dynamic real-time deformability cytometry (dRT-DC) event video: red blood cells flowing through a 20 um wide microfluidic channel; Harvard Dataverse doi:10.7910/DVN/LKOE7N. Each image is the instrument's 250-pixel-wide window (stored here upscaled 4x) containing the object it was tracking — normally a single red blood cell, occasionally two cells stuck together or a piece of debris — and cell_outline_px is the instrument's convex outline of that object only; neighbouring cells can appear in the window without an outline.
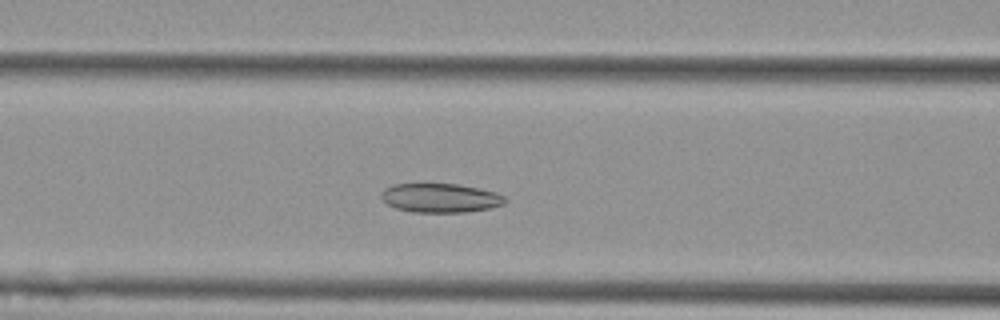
{"species": "Egyptian fruit bat (a non-hibernating species)", "species_latin": "Rousettus aegyptiacus", "temperature_condition": "cold", "stored_images_in_passage": 51, "camera_frame_rate_fps": 3000, "um_per_image_px": 0.085, "animal": {"sex": "female"}, "frame": {"image": 1, "passage_image": 18, "time_ms": 5.667, "image_size_px": [1000, 320], "cell_outline_px": [[508, 200], [504, 204], [488, 208], [468, 212], [412, 212], [396, 208], [388, 204], [380, 196], [380, 192], [384, 188], [392, 184], [460, 184], [480, 188], [496, 192], [504, 196]], "centroid_in_image_um": [37.44, 16.82], "position_along_channel_um": 129.2, "area_um2": 21.1}}
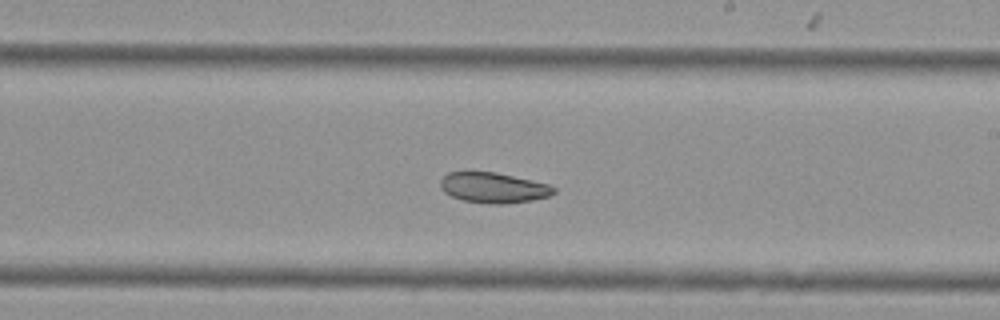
{"frame": {"image": 2, "passage_image": 28, "time_ms": 9.0, "image_size_px": [1000, 320], "cell_outline_px": [[556, 192], [548, 196], [532, 200], [504, 204], [488, 204], [464, 200], [452, 196], [444, 192], [440, 188], [440, 180], [448, 172], [496, 172], [532, 180], [548, 184], [556, 188]], "centroid_in_image_um": [41.94, 15.95], "position_along_channel_um": 247.1, "area_um2": 20.06}}
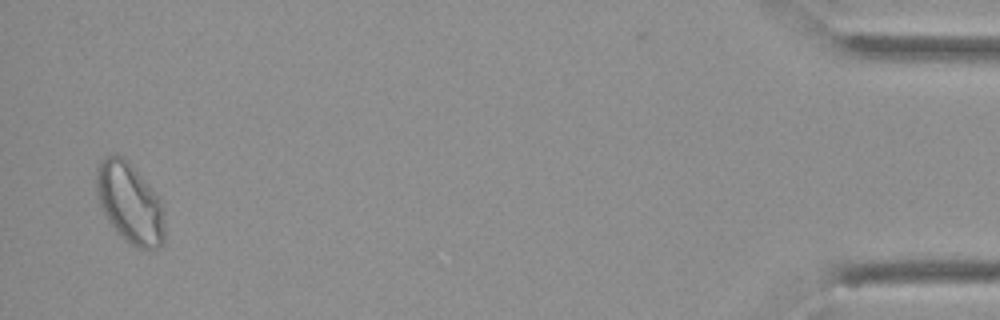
{"frame": {"image": 3, "passage_image": 50, "time_ms": 16.333, "image_size_px": [1000, 320], "cell_outline_px": [[164, 240], [160, 248], [148, 252], [136, 248], [124, 240], [120, 236], [108, 220], [96, 196], [96, 168], [100, 160], [116, 152], [128, 160], [160, 200], [164, 208]], "centroid_in_image_um": [11.04, 17.3], "position_along_channel_um": 424.2, "area_um2": 32.43}, "authors_computed_cell_mechanics": {"area_um2": 23.8136, "velocity_mm_per_s": 3.5584, "shape_relaxation_time_tau1_ms": null, "shape_relaxation_time_tau2_ms": 4.4579, "deformation_change_tau1": null, "deformation_change_tau2": 0.0821}}